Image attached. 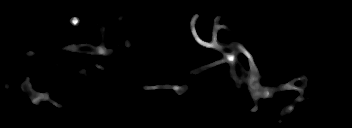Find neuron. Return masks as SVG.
Instances as JSON below:
<instances>
[{"instance_id": "2dd73e0c", "label": "neuron", "mask_w": 352, "mask_h": 128, "mask_svg": "<svg viewBox=\"0 0 352 128\" xmlns=\"http://www.w3.org/2000/svg\"><path fill=\"white\" fill-rule=\"evenodd\" d=\"M125 16L124 15H119L118 16V20L122 21L123 18ZM199 17L198 14L193 15L191 21H190V30L192 32V35L195 39V41L200 45L203 46L205 48L208 49H213L215 51H219L220 53L223 54L224 59L222 60H218L216 62L210 63L206 66H202L200 68H196L195 70H193V74H199L200 72L205 71L206 69L209 68H213L217 65H221V64H229L230 65V71H231V78L232 80L235 82L237 88L242 89V81L239 78L238 75V71L241 70V72L243 73V77H244V82L246 83L247 87L250 88V93L251 96L254 100V102H256L259 98L263 97V98H268V97H272L274 98V94H276L277 92L283 91V90H295L299 92V96L294 99V103H292L290 106L287 107H283L282 109V113L285 114H290L293 110H294V105L298 102H300L303 99V89L302 88H306L308 85V80L305 77H297L291 81H289L287 84H282V85H275L274 87H266V88H262L260 86L259 83V74H258V68L256 66V64L254 63L253 60V56L251 53H249L246 48L239 42L230 44V45H226V44H221L217 41V33L220 29H228V27L226 25H220L219 24V20H220V15H218L215 20H214V27L212 30V35H211V42H206L204 40H202L195 29V23L197 18ZM70 23L73 26H77L80 23V19L78 17H72L70 19ZM96 23V22H95ZM96 26L99 28V31L101 32V42L99 45L97 46H92L90 44H81V45H76V44H71L69 46H64L61 50H67V51H73V52H77V53H88V54H92V55H101V56H107L110 55L113 50L112 49H107L105 47L104 44V40L107 38V33H106V29L103 25L101 24H97ZM125 46L127 48H129L131 46V43L129 42V40L127 39V41L125 42ZM242 53L243 55H245L248 58L249 61V65H250V72H247L241 65V63L236 59L237 56ZM34 52H28L27 56H33ZM79 73H85L86 70L85 69H80L78 71ZM301 80L302 82V87H295L293 85L294 82ZM142 89L149 91V90H153V89H173L175 91L176 94H183L186 90H188V86L186 85H170V84H165V85H156V86H142ZM21 90L28 94L31 98V102L34 105H39V102L41 101H50L52 104H54L56 107H58V103L54 100H51L48 97V94L46 92H39V93H35L32 88H31V83L29 82V77H26V80L22 83L21 85Z\"/></svg>"}]
</instances>
